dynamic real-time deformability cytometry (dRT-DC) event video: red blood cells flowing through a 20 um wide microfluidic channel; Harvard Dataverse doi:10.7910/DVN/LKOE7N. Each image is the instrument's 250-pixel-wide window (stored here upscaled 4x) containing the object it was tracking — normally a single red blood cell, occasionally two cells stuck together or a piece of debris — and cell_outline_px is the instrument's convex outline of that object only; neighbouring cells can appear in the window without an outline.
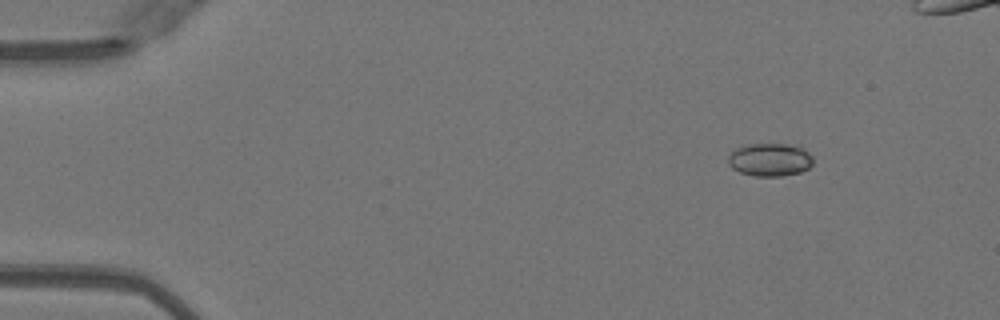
{"species": "Egyptian fruit bat (a non-hibernating species)", "species_latin": "Rousettus aegyptiacus", "temperature_condition": "warm", "stored_images_in_passage": 12, "camera_frame_rate_fps": 3000, "um_per_image_px": 0.085, "animal": {"sex": "female"}, "frame": {"image": 1, "passage_image": 1, "time_ms": 0.0, "image_size_px": [1000, 320], "cell_outline_px": [[812, 164], [808, 168], [800, 172], [780, 176], [756, 176], [740, 172], [732, 168], [728, 164], [728, 156], [736, 148], [744, 144], [788, 144], [800, 148], [808, 152], [812, 156]], "centroid_in_image_um": [65.41, 13.57], "position_along_channel_um": 19.6, "area_um2": 16.24}}